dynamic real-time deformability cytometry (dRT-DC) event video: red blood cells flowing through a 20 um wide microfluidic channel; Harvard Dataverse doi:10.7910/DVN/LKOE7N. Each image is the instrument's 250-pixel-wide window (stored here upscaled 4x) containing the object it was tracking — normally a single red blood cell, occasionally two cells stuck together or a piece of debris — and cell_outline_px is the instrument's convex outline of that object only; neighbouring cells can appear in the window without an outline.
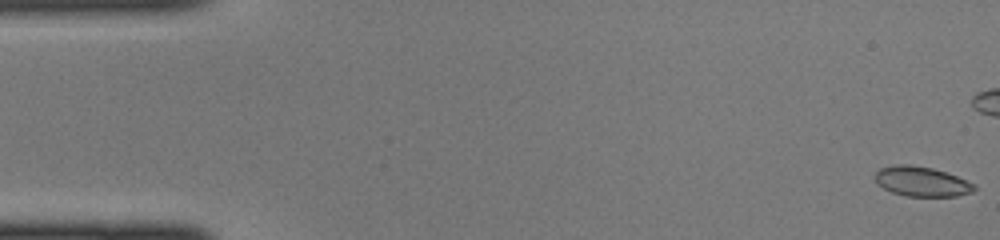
{"species": "common noctule bat (a hibernating species)", "species_latin": "Nyctalus noctula", "temperature_condition": "cold", "stored_images_in_passage": 36, "camera_frame_rate_fps": 3000, "um_per_image_px": 0.085, "animal": {"sex": "female", "body_mass_g": 22.0, "forearm_length_mm": 56.7}, "frame": {"image": 1, "passage_image": 1, "time_ms": 0.0, "image_size_px": [1000, 240], "cell_outline_px": [[976, 188], [972, 192], [956, 196], [904, 196], [892, 192], [876, 184], [872, 176], [880, 168], [892, 164], [912, 164], [932, 168], [956, 176], [976, 184]], "centroid_in_image_um": [78.28, 15.42], "position_along_channel_um": 6.7, "area_um2": 17.46}}
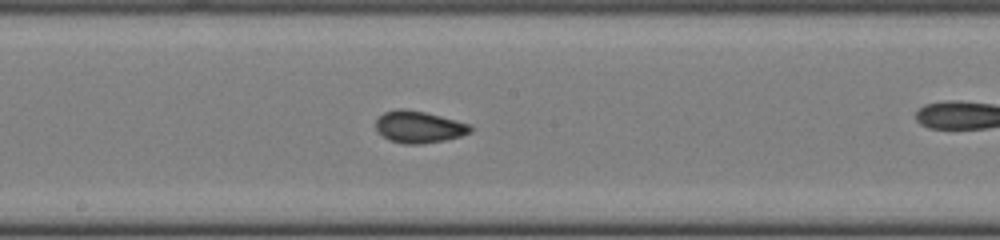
{"frame": {"image": 2, "passage_image": 24, "time_ms": 7.667, "image_size_px": [1000, 240], "cell_outline_px": [[472, 132], [460, 136], [444, 140], [420, 144], [404, 144], [388, 140], [376, 128], [376, 120], [384, 112], [400, 108], [404, 108], [424, 112], [472, 124]], "centroid_in_image_um": [35.62, 10.79], "position_along_channel_um": 212.6, "area_um2": 17.51}}
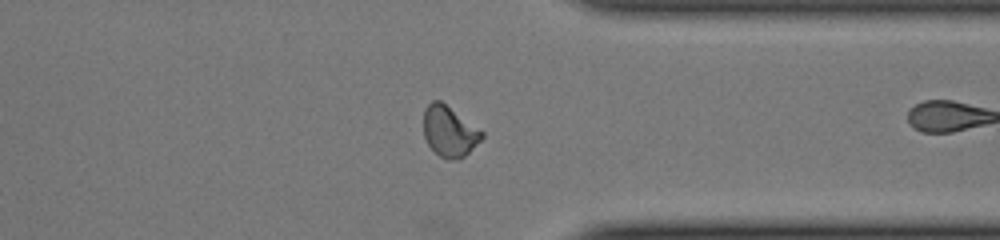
{"frame": {"image": 3, "passage_image": 35, "time_ms": 11.333, "image_size_px": [1000, 240], "cell_outline_px": [[484, 136], [464, 156], [456, 160], [448, 160], [440, 156], [428, 144], [424, 136], [424, 108], [432, 100], [440, 100], [484, 132]], "centroid_in_image_um": [38.18, 11.16], "position_along_channel_um": 373.2, "area_um2": 16.99}}